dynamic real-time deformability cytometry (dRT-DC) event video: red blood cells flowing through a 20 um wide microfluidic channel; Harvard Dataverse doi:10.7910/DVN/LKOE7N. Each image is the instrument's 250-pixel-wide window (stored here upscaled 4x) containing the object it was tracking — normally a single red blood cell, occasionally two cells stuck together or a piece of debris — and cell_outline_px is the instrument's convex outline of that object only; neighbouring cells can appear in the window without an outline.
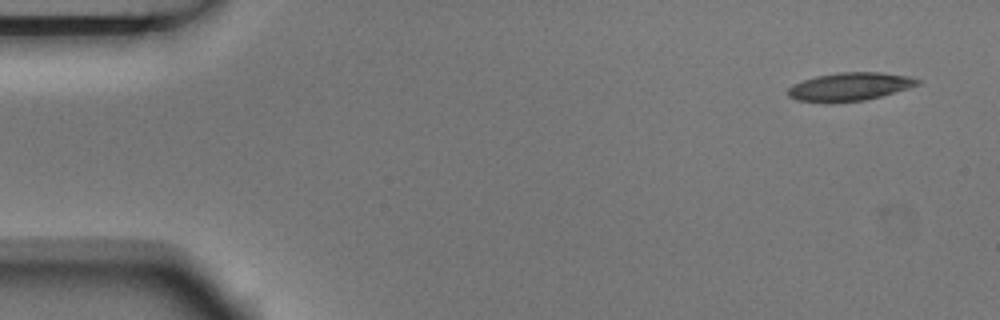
{"species": "Egyptian fruit bat (a non-hibernating species)", "species_latin": "Rousettus aegyptiacus", "temperature_condition": "room temperature", "stored_images_in_passage": 10, "camera_frame_rate_fps": 3000, "um_per_image_px": 0.085, "animal": {"sex": "male"}, "frame": {"image": 1, "passage_image": 1, "time_ms": 0.0, "image_size_px": [1000, 320], "cell_outline_px": [[920, 84], [908, 88], [880, 96], [864, 100], [832, 104], [824, 104], [796, 100], [788, 96], [788, 88], [792, 84], [816, 76], [840, 72], [880, 72], [908, 76], [920, 80]], "centroid_in_image_um": [72.17, 7.39], "position_along_channel_um": 12.8, "area_um2": 21.56}}
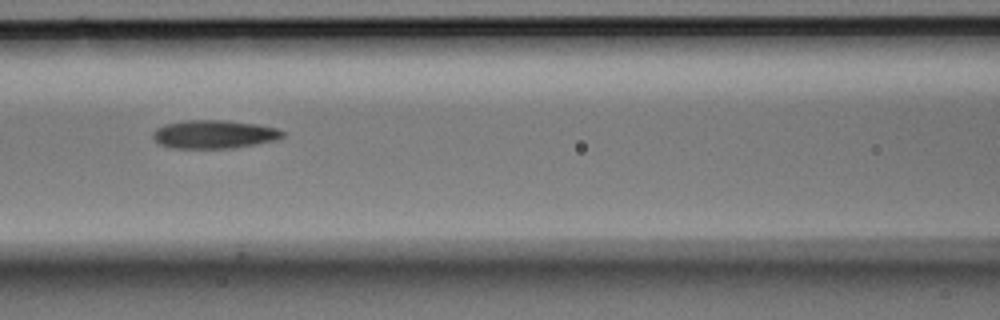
{"frame": {"image": 2, "passage_image": 6, "time_ms": 1.667, "image_size_px": [1000, 320], "cell_outline_px": [[284, 136], [276, 140], [236, 148], [172, 148], [160, 144], [152, 136], [152, 132], [156, 128], [164, 124], [188, 120], [220, 120], [256, 124], [276, 128], [284, 132]], "centroid_in_image_um": [18.19, 11.42], "position_along_channel_um": 148.4, "area_um2": 21.39}}
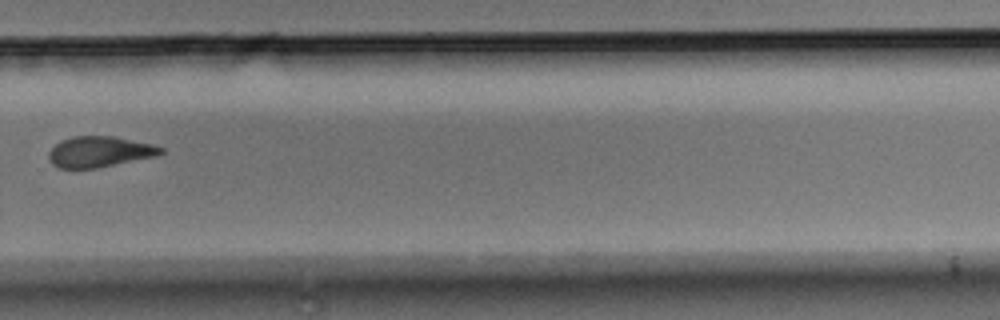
{"frame": {"image": 3, "passage_image": 10, "time_ms": 3.0, "image_size_px": [1000, 320], "cell_outline_px": [[164, 152], [156, 156], [96, 168], [56, 168], [48, 160], [48, 152], [60, 140], [72, 136], [112, 136], [152, 144], [164, 148]], "centroid_in_image_um": [8.42, 12.9], "position_along_channel_um": 321.4, "area_um2": 20.11}}